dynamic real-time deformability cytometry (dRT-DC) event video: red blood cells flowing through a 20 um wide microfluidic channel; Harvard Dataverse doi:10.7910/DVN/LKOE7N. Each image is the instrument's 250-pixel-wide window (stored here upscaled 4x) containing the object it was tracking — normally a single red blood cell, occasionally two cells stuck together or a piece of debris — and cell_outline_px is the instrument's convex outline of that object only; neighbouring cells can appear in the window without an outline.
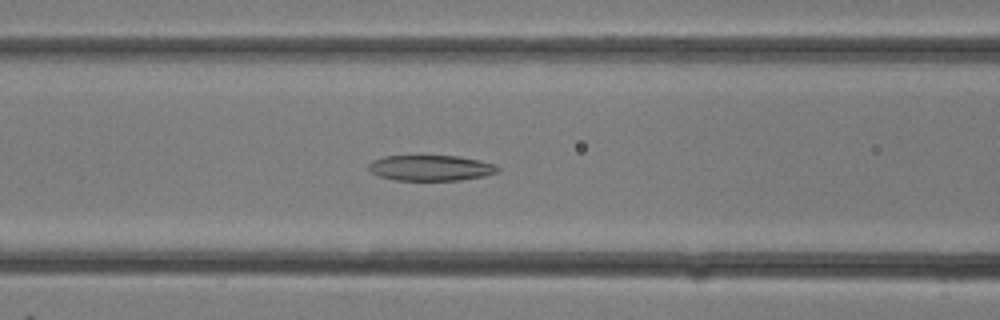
{"species": "common noctule bat (a hibernating species)", "species_latin": "Nyctalus noctula", "temperature_condition": "room temperature", "stored_images_in_passage": 14, "camera_frame_rate_fps": 3000, "um_per_image_px": 0.085, "animal": {"sex": "female"}, "frame": {"image": 1, "passage_image": 12, "time_ms": 3.667, "image_size_px": [1000, 320], "cell_outline_px": [[500, 172], [484, 176], [460, 180], [396, 180], [380, 176], [372, 172], [368, 168], [368, 164], [372, 160], [384, 156], [460, 156], [496, 164], [500, 168]], "centroid_in_image_um": [36.65, 14.27], "position_along_channel_um": 130.0, "area_um2": 19.31}}
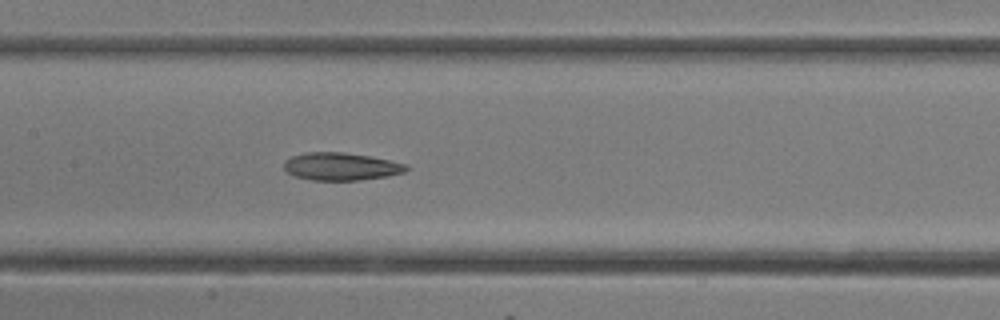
{"frame": {"image": 2, "passage_image": 14, "time_ms": 4.333, "image_size_px": [1000, 320], "cell_outline_px": [[408, 168], [404, 172], [388, 176], [360, 180], [312, 180], [292, 176], [284, 168], [284, 160], [292, 156], [304, 152], [344, 152], [368, 156], [408, 164]], "centroid_in_image_um": [28.96, 14.15], "position_along_channel_um": 178.4, "area_um2": 19.77}}